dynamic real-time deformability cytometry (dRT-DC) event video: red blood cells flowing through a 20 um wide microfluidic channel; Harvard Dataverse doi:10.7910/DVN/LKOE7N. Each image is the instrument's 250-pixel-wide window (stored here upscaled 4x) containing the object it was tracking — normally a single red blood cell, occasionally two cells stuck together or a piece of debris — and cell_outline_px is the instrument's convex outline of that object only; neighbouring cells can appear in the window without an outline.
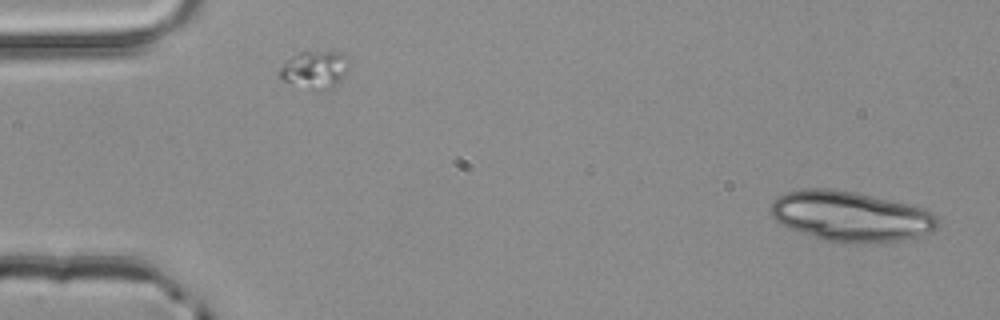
{"species": "common noctule bat (a hibernating species)", "species_latin": "Nyctalus noctula", "temperature_condition": "room temperature", "stored_images_in_passage": 4, "camera_frame_rate_fps": 3000, "um_per_image_px": 0.085, "animal": {"sex": "male", "body_mass_g": 20.4}, "frame": {"image": 1, "passage_image": 1, "time_ms": 0.0, "image_size_px": [1000, 320], "cell_outline_px": [[940, 224], [932, 232], [900, 240], [856, 244], [824, 240], [788, 228], [780, 224], [772, 216], [772, 204], [776, 196], [784, 192], [804, 188], [832, 188], [856, 192], [908, 204], [932, 212], [940, 220]], "centroid_in_image_um": [72.29, 18.38], "position_along_channel_um": 12.7, "area_um2": 48.9}}